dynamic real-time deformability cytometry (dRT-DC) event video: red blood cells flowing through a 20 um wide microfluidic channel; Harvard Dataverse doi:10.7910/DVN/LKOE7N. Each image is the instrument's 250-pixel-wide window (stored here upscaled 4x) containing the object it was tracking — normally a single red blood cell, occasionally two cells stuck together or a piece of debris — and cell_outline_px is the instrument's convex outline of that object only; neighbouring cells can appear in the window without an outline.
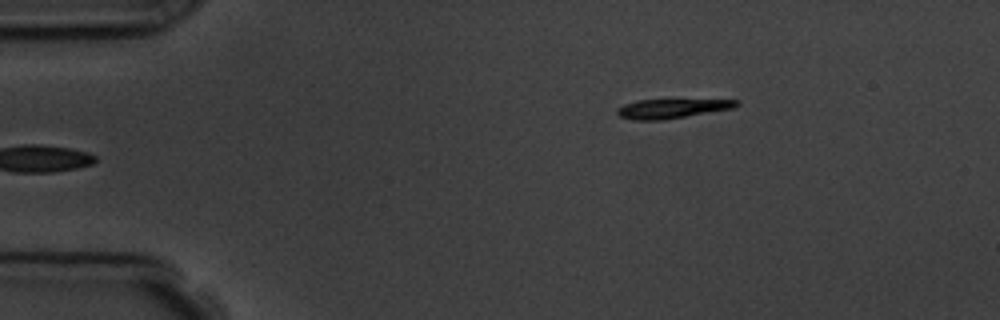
{"species": "common noctule bat (a hibernating species)", "species_latin": "Nyctalus noctula", "temperature_condition": "room temperature", "stored_images_in_passage": 4, "camera_frame_rate_fps": 3000, "um_per_image_px": 0.085, "animal": {"sex": "male", "body_mass_g": 19.5, "forearm_length_mm": 54.6}, "frame": {"image": 1, "passage_image": 4, "time_ms": 4.333, "image_size_px": [1000, 320], "cell_outline_px": [[740, 104], [732, 108], [660, 120], [636, 120], [620, 116], [616, 112], [616, 108], [624, 104], [636, 100], [740, 100]], "centroid_in_image_um": [57.05, 9.22], "position_along_channel_um": 28.0, "area_um2": 13.06}}